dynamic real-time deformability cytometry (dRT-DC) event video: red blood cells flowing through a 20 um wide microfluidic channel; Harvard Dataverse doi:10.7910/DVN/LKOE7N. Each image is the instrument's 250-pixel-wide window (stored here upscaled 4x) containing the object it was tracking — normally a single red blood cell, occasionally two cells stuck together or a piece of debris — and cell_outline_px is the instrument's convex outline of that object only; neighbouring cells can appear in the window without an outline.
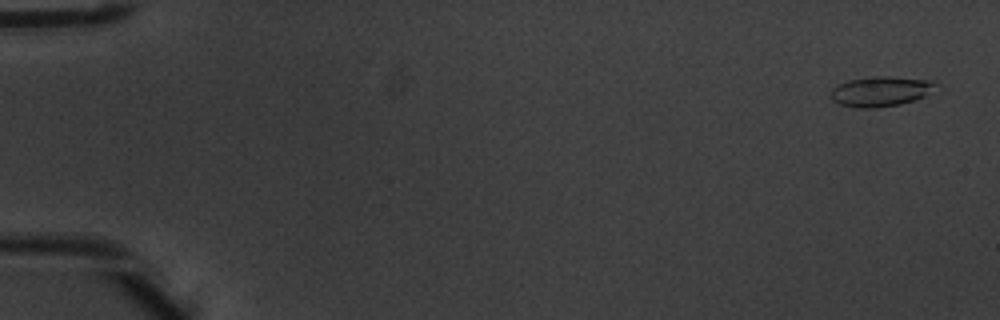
{"species": "common noctule bat (a hibernating species)", "species_latin": "Nyctalus noctula", "temperature_condition": "warm", "stored_images_in_passage": 5, "camera_frame_rate_fps": 3000, "um_per_image_px": 0.085, "animal": {"sex": "male", "body_mass_g": 20.1, "forearm_length_mm": 53.5}, "frame": {"image": 1, "passage_image": 1, "time_ms": 0.0, "image_size_px": [1000, 320], "cell_outline_px": [[936, 84], [924, 96], [916, 100], [900, 104], [876, 108], [856, 108], [840, 104], [832, 100], [828, 96], [832, 88], [848, 80], [876, 76], [888, 76], [932, 80]], "centroid_in_image_um": [74.79, 7.77], "position_along_channel_um": 10.2, "area_um2": 18.32}}